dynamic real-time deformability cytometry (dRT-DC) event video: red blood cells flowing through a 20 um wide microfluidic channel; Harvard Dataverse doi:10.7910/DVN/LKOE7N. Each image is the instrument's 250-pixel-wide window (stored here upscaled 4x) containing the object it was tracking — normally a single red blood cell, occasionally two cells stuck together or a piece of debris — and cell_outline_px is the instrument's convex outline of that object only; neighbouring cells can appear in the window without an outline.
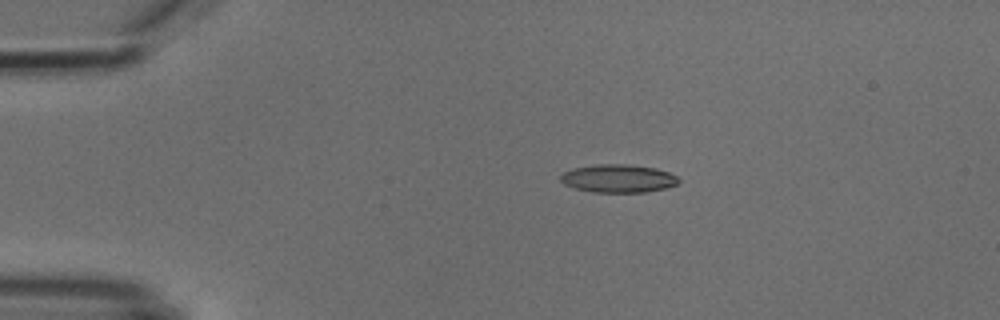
{"species": "common noctule bat (a hibernating species)", "species_latin": "Nyctalus noctula", "temperature_condition": "cold", "stored_images_in_passage": 4, "camera_frame_rate_fps": 3000, "um_per_image_px": 0.085, "animal": {"sex": "male", "body_mass_g": 18.8}, "frame": {"image": 1, "passage_image": 2, "time_ms": 1.0, "image_size_px": [1000, 320], "cell_outline_px": [[680, 180], [676, 184], [664, 188], [644, 192], [592, 192], [576, 188], [564, 184], [560, 180], [560, 176], [564, 172], [572, 168], [596, 164], [628, 164], [656, 168], [668, 172], [676, 176]], "centroid_in_image_um": [52.52, 15.16], "position_along_channel_um": 32.5, "area_um2": 19.25}}
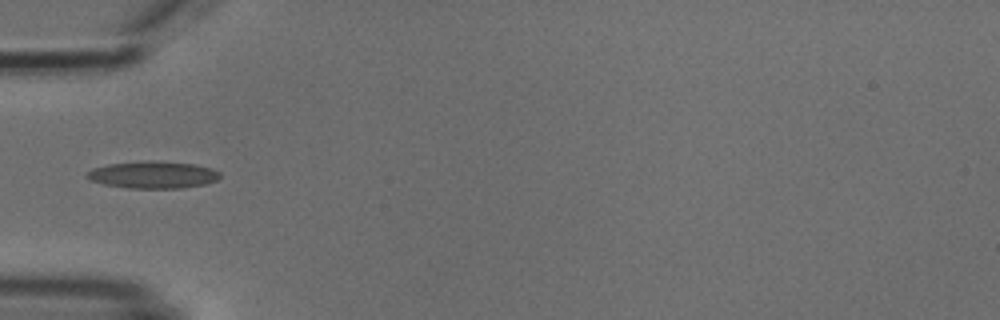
{"frame": {"image": 2, "passage_image": 4, "time_ms": 3.333, "image_size_px": [1000, 320], "cell_outline_px": [[220, 176], [216, 180], [204, 184], [180, 188], [128, 188], [104, 184], [88, 180], [84, 176], [92, 168], [108, 164], [148, 160], [196, 164], [212, 168], [220, 172]], "centroid_in_image_um": [12.97, 14.85], "position_along_channel_um": 72.0, "area_um2": 21.1}}